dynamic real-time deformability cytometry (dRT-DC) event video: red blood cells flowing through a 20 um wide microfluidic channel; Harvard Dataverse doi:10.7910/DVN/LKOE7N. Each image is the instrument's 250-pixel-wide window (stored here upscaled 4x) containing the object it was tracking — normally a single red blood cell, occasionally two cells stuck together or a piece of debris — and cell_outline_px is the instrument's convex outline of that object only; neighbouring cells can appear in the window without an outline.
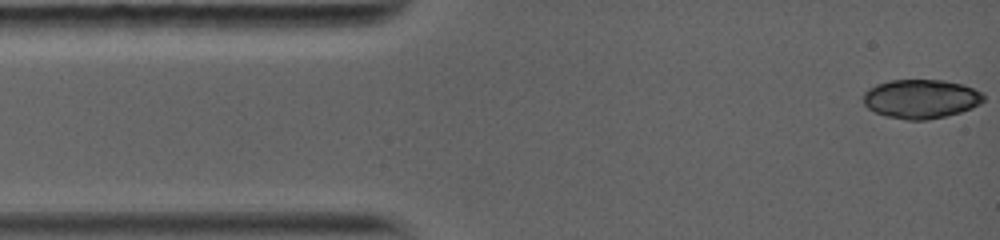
{"species": "common noctule bat (a hibernating species)", "species_latin": "Nyctalus noctula", "temperature_condition": "warm", "stored_images_in_passage": 9, "camera_frame_rate_fps": 5000, "um_per_image_px": 0.085, "animal": {"sex": "female", "body_mass_g": 19.0, "forearm_length_mm": 56.7}, "frame": {"image": 1, "passage_image": 1, "time_ms": 0.0, "image_size_px": [1000, 240], "cell_outline_px": [[984, 100], [980, 104], [972, 108], [960, 112], [928, 120], [904, 120], [884, 116], [868, 108], [864, 104], [864, 92], [880, 84], [892, 80], [940, 80], [960, 84], [972, 88], [980, 92], [984, 96]], "centroid_in_image_um": [78.28, 8.42], "position_along_channel_um": 6.7, "area_um2": 27.05}}
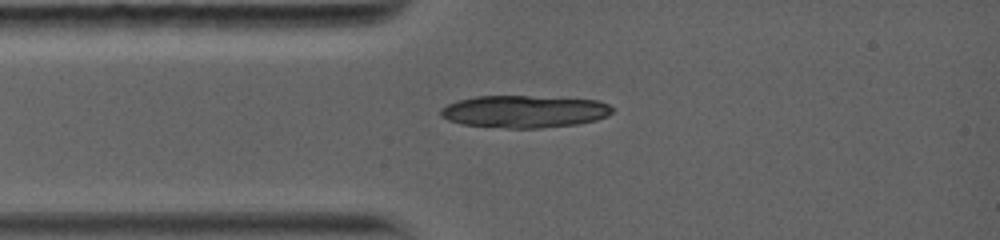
{"frame": {"image": 2, "passage_image": 9, "time_ms": 2.6, "image_size_px": [1000, 240], "cell_outline_px": [[612, 112], [596, 120], [576, 124], [540, 128], [508, 128], [460, 124], [448, 120], [440, 112], [448, 104], [460, 100], [480, 96], [524, 96], [596, 100], [608, 104], [612, 108]], "centroid_in_image_um": [44.57, 9.48], "position_along_channel_um": 40.4, "area_um2": 31.73}}